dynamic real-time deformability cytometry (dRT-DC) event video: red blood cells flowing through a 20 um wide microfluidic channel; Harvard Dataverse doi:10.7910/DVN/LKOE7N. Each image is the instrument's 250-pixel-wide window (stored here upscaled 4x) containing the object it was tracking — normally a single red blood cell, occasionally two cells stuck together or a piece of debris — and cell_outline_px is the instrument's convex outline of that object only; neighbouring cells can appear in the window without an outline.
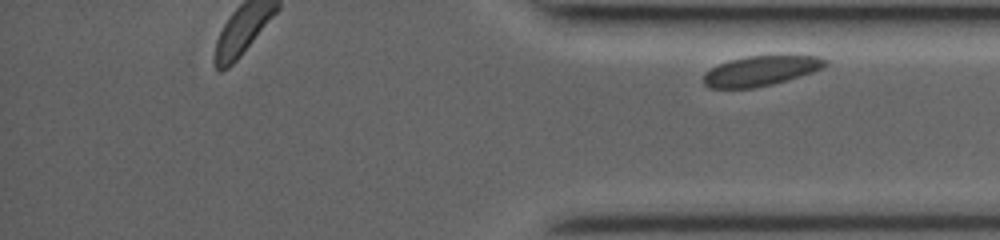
{"species": "common noctule bat (a hibernating species)", "species_latin": "Nyctalus noctula", "temperature_condition": "room temperature", "stored_images_in_passage": 29, "segment_of_instrument_passage": [2, 2], "camera_frame_rate_fps": 3500, "um_per_image_px": 0.085, "animal": {"sex": "female", "body_mass_g": 19.0, "forearm_length_mm": 53.3}, "frame": {"image": 1, "passage_image": 29, "time_ms": 10.0, "image_size_px": [1000, 240], "cell_outline_px": [[828, 64], [824, 68], [800, 76], [772, 84], [752, 88], [708, 88], [704, 84], [704, 72], [716, 64], [728, 60], [748, 56], [820, 56], [828, 60]], "centroid_in_image_um": [64.65, 6.02], "position_along_channel_um": 370.6, "area_um2": 21.33}}